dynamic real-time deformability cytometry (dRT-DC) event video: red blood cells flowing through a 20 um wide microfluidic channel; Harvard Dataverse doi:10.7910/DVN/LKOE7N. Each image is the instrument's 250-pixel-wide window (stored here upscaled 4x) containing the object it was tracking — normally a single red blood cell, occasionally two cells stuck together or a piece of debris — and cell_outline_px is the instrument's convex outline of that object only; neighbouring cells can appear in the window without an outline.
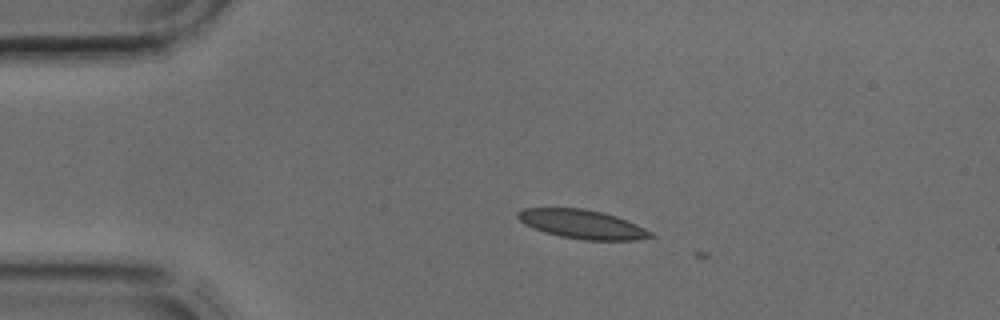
{"species": "common noctule bat (a hibernating species)", "species_latin": "Nyctalus noctula", "temperature_condition": "cold", "stored_images_in_passage": 2, "camera_frame_rate_fps": 3000, "um_per_image_px": 0.085, "animal": {"sex": "male", "body_mass_g": 17.9, "forearm_length_mm": 54.2}, "frame": {"image": 1, "passage_image": 1, "time_ms": 0.0, "image_size_px": [1000, 320], "cell_outline_px": [[656, 236], [636, 240], [584, 240], [560, 236], [544, 232], [524, 224], [516, 216], [516, 212], [524, 208], [584, 208], [616, 216], [628, 220], [652, 232]], "centroid_in_image_um": [49.49, 19.06], "position_along_channel_um": 35.5, "area_um2": 22.37}}